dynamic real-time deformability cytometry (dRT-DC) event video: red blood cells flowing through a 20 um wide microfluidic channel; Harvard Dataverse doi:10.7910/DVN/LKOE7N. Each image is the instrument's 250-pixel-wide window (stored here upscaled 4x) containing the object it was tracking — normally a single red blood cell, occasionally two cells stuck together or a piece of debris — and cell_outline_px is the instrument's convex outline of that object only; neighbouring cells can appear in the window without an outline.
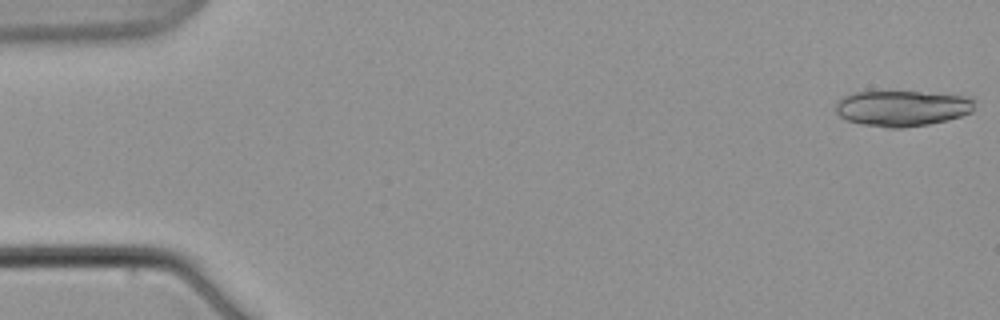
{"species": "common noctule bat (a hibernating species)", "species_latin": "Nyctalus noctula", "temperature_condition": "warm", "stored_images_in_passage": 7, "camera_frame_rate_fps": 3000, "um_per_image_px": 0.085, "animal": {"sex": "male", "body_mass_g": 21.5, "forearm_length_mm": 52.0}, "frame": {"image": 1, "passage_image": 1, "time_ms": 0.0, "image_size_px": [1000, 320], "cell_outline_px": [[976, 100], [972, 112], [948, 120], [928, 124], [900, 128], [888, 128], [860, 124], [844, 120], [836, 112], [836, 100], [844, 96], [856, 92], [920, 92], [964, 96]], "centroid_in_image_um": [76.65, 9.21], "position_along_channel_um": 8.3, "area_um2": 28.96}}